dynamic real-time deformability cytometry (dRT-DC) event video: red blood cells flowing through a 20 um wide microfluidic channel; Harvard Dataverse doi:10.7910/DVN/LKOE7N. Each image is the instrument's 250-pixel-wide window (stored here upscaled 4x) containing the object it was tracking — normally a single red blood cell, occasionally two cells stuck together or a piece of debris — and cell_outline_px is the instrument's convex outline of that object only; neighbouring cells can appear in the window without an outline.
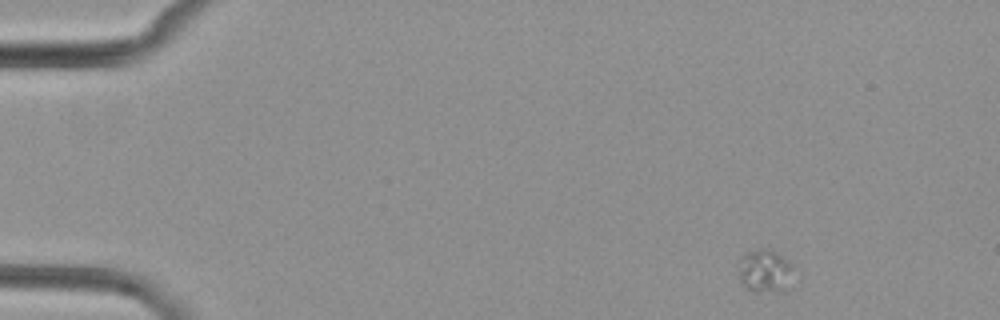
{"species": "common noctule bat (a hibernating species)", "species_latin": "Nyctalus noctula", "temperature_condition": "cold", "stored_images_in_passage": 4, "camera_frame_rate_fps": 3000, "um_per_image_px": 0.085, "animal": {"sex": "female", "body_mass_g": 29.2, "forearm_length_mm": 56.3}, "frame": {"image": 1, "passage_image": 1, "time_ms": 0.0, "image_size_px": [1000, 320], "cell_outline_px": [[792, 268], [784, 292], [776, 292], [744, 288], [740, 284], [740, 256], [748, 252], [764, 248], [768, 248], [776, 252], [792, 264]], "centroid_in_image_um": [64.99, 23.01], "position_along_channel_um": 20.0, "area_um2": 13.35}}